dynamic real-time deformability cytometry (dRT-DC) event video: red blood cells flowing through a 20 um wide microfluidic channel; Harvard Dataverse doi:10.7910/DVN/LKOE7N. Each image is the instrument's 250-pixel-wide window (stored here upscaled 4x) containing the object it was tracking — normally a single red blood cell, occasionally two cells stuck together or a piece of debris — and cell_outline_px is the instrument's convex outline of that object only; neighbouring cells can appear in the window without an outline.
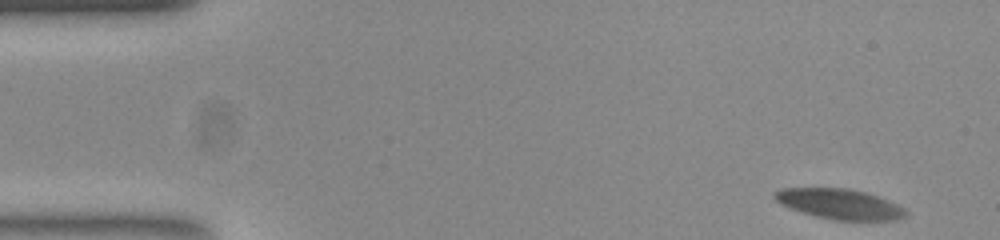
{"species": "common noctule bat (a hibernating species)", "species_latin": "Nyctalus noctula", "temperature_condition": "room temperature", "stored_images_in_passage": 13, "camera_frame_rate_fps": 3000, "um_per_image_px": 0.085, "animal": {"sex": "female", "body_mass_g": 23.0, "forearm_length_mm": 53.4}, "frame": {"image": 1, "passage_image": 1, "time_ms": 0.0, "image_size_px": [1000, 240], "cell_outline_px": [[908, 216], [896, 220], [836, 220], [816, 216], [780, 204], [772, 196], [780, 188], [848, 188], [864, 192], [888, 200], [904, 208], [908, 212]], "centroid_in_image_um": [71.39, 17.34], "position_along_channel_um": 13.6, "area_um2": 22.89}}